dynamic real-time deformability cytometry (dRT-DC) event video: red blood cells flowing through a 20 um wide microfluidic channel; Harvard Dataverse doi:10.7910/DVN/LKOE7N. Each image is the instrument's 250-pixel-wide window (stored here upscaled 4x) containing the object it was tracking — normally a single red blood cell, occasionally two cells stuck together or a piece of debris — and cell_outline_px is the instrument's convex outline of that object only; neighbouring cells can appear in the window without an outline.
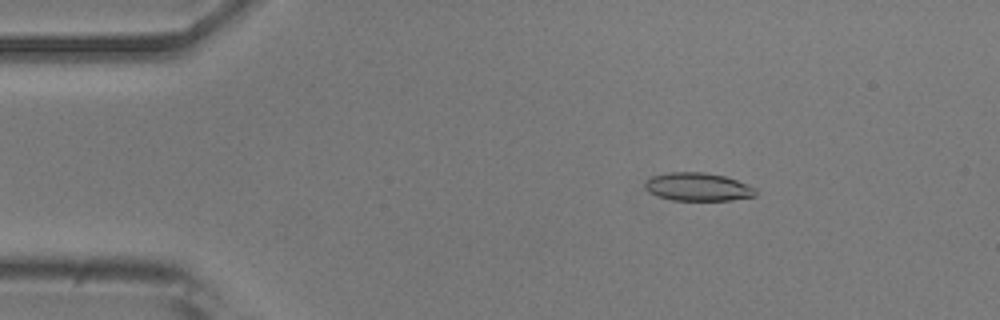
{"species": "common noctule bat (a hibernating species)", "species_latin": "Nyctalus noctula", "temperature_condition": "room temperature", "stored_images_in_passage": 48, "camera_frame_rate_fps": 3000, "um_per_image_px": 0.085, "animal": {"sex": "male", "body_mass_g": 20.5, "forearm_length_mm": 52.5}, "frame": {"image": 1, "passage_image": 4, "time_ms": 1.0, "image_size_px": [1000, 320], "cell_outline_px": [[756, 196], [732, 200], [672, 200], [648, 192], [644, 188], [644, 180], [652, 176], [672, 172], [704, 172], [724, 176], [736, 180], [756, 188]], "centroid_in_image_um": [59.3, 15.88], "position_along_channel_um": 25.7, "area_um2": 18.15}}
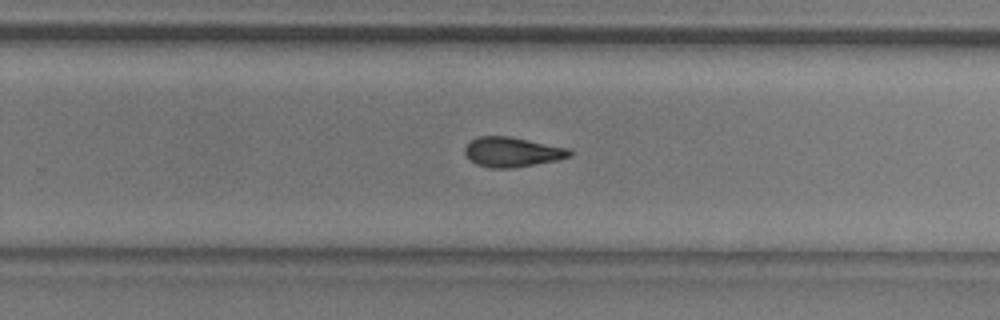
{"frame": {"image": 2, "passage_image": 29, "time_ms": 9.333, "image_size_px": [1000, 320], "cell_outline_px": [[572, 156], [556, 160], [536, 164], [512, 168], [492, 168], [476, 164], [464, 152], [464, 148], [472, 140], [480, 136], [508, 136], [568, 148], [572, 152]], "centroid_in_image_um": [43.55, 12.92], "position_along_channel_um": 286.3, "area_um2": 17.92}}
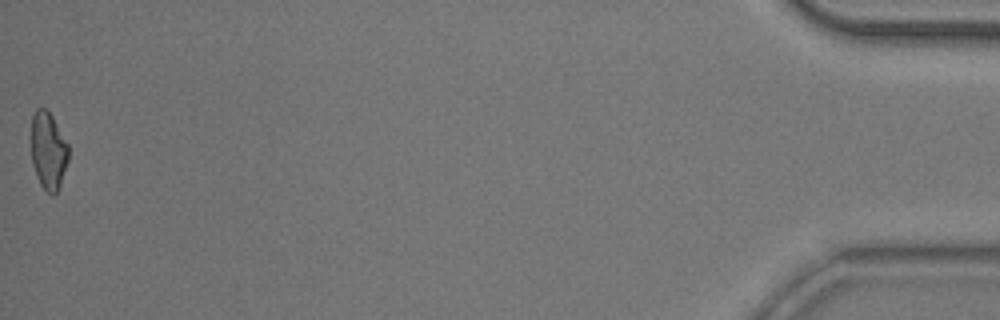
{"frame": {"image": 3, "passage_image": 48, "time_ms": 15.667, "image_size_px": [1000, 320], "cell_outline_px": [[68, 160], [60, 184], [56, 192], [52, 196], [40, 184], [36, 176], [32, 164], [32, 116], [36, 108], [48, 108], [68, 144]], "centroid_in_image_um": [4.1, 12.78], "position_along_channel_um": 431.1, "area_um2": 16.76}, "authors_computed_cell_mechanics": {"area_um2": 18.1203, "velocity_mm_per_s": 3.8621, "shape_relaxation_time_tau1_ms": 7.4504, "shape_relaxation_time_tau2_ms": 4.9533, "deformation_change_tau1": 0.192, "deformation_change_tau2": 0.1465}}